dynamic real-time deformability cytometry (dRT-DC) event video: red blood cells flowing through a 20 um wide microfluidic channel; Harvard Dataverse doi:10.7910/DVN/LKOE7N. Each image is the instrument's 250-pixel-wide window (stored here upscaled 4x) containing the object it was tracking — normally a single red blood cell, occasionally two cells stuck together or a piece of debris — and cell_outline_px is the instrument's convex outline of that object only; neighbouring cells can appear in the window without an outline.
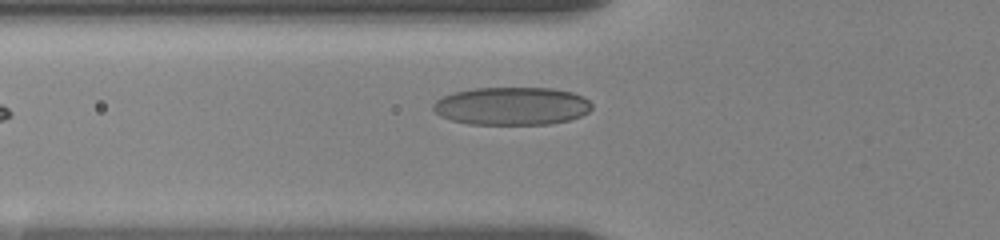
{"species": "human", "species_latin": "Homo sapiens", "temperature_condition": "room temperature", "stored_images_in_passage": 9, "camera_frame_rate_fps": 3000, "um_per_image_px": 0.085, "donor": {"sex": "female"}, "frame": {"image": 1, "passage_image": 9, "time_ms": 5.333, "image_size_px": [1000, 240], "cell_outline_px": [[592, 108], [588, 112], [580, 116], [568, 120], [548, 124], [468, 124], [452, 120], [440, 116], [432, 108], [432, 104], [436, 100], [444, 96], [456, 92], [476, 88], [552, 88], [572, 92], [584, 96], [592, 104]], "centroid_in_image_um": [43.51, 9.01], "position_along_channel_um": 82.3, "area_um2": 35.08}}